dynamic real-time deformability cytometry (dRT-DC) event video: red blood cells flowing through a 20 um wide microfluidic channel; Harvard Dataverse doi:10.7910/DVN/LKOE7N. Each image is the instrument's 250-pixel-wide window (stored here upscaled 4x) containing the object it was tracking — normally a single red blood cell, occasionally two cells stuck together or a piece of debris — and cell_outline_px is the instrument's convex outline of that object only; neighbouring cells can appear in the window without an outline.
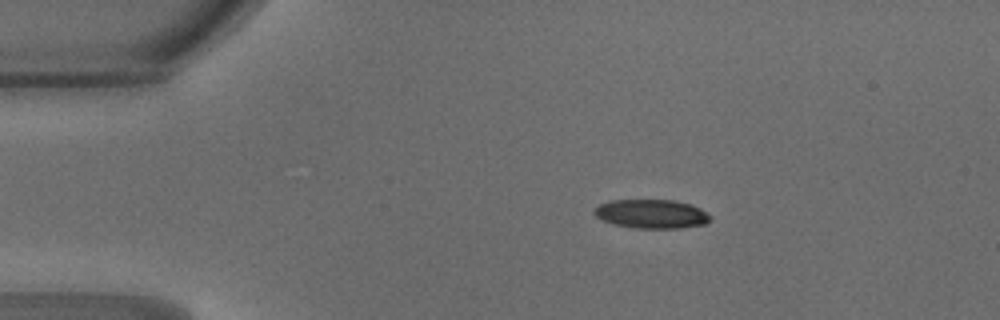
{"species": "common noctule bat (a hibernating species)", "species_latin": "Nyctalus noctula", "temperature_condition": "warm", "stored_images_in_passage": 47, "camera_frame_rate_fps": 3000, "um_per_image_px": 0.085, "animal": {"sex": "male", "body_mass_g": 18.8}, "frame": {"image": 1, "passage_image": 8, "time_ms": 2.333, "image_size_px": [1000, 320], "cell_outline_px": [[712, 216], [704, 224], [680, 228], [636, 228], [616, 224], [604, 220], [596, 216], [592, 212], [600, 204], [608, 200], [672, 200], [692, 204], [700, 208]], "centroid_in_image_um": [55.39, 18.17], "position_along_channel_um": 29.6, "area_um2": 19.42}}
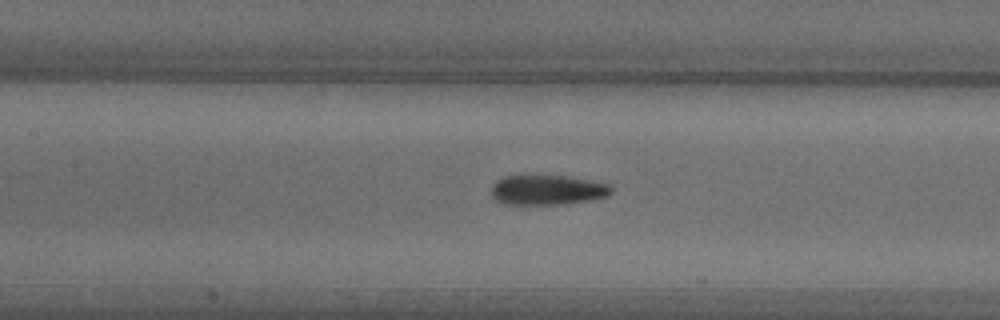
{"frame": {"image": 2, "passage_image": 21, "time_ms": 6.667, "image_size_px": [1000, 320], "cell_outline_px": [[612, 192], [608, 196], [592, 200], [560, 204], [504, 204], [496, 200], [492, 196], [492, 184], [496, 180], [504, 176], [564, 176], [612, 184]], "centroid_in_image_um": [46.54, 16.15], "position_along_channel_um": 160.9, "area_um2": 20.87}}
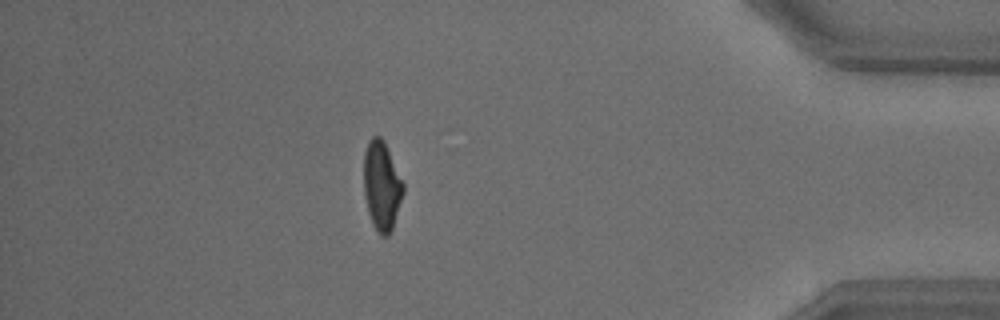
{"frame": {"image": 3, "passage_image": 41, "time_ms": 13.333, "image_size_px": [1000, 320], "cell_outline_px": [[404, 192], [392, 228], [388, 236], [380, 236], [372, 224], [368, 212], [364, 196], [364, 152], [368, 140], [372, 136], [380, 136], [384, 140], [404, 184]], "centroid_in_image_um": [32.43, 15.78], "position_along_channel_um": 402.8, "area_um2": 20.58}, "authors_computed_cell_mechanics": {"area_um2": 20.9236, "velocity_mm_per_s": 4.2499, "shape_relaxation_time_tau1_ms": 7.2198, "shape_relaxation_time_tau2_ms": 2.211, "deformation_change_tau1": 0.2108, "deformation_change_tau2": 0.087}}